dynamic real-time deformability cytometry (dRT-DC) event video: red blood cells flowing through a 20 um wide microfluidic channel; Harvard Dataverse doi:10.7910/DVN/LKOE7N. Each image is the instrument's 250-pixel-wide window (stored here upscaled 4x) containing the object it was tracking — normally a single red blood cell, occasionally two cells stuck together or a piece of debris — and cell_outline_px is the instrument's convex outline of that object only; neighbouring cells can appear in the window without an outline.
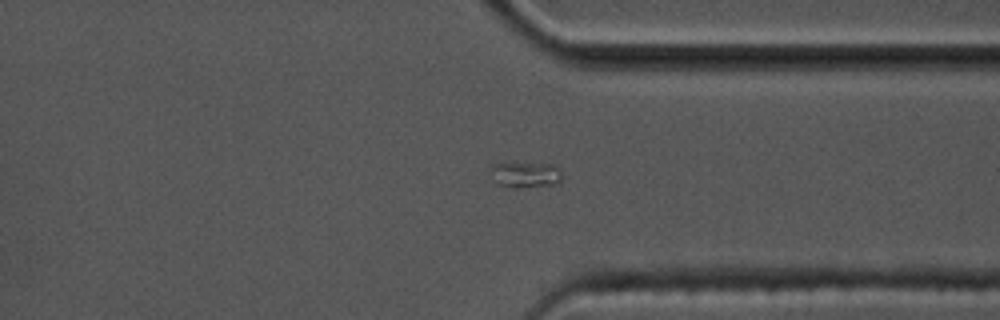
{"species": "common noctule bat (a hibernating species)", "species_latin": "Nyctalus noctula", "temperature_condition": "cold", "stored_images_in_passage": 43, "camera_frame_rate_fps": 3000, "um_per_image_px": 0.085, "animal": {"sex": "male", "body_mass_g": 17.5, "forearm_length_mm": 52.3}, "frame": {"image": 1, "passage_image": 29, "time_ms": 9.333, "image_size_px": [1000, 320], "cell_outline_px": [[560, 180], [556, 184], [516, 188], [500, 184], [488, 168], [492, 164], [504, 160], [556, 164], [560, 168]], "centroid_in_image_um": [44.65, 14.76], "position_along_channel_um": 366.8, "area_um2": 11.27}}
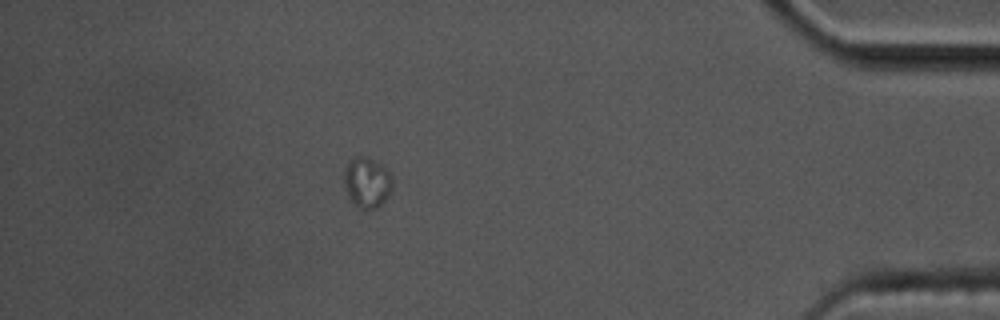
{"frame": {"image": 2, "passage_image": 36, "time_ms": 11.667, "image_size_px": [1000, 320], "cell_outline_px": [[392, 192], [376, 208], [360, 208], [348, 196], [344, 184], [344, 172], [348, 160], [356, 156], [368, 156], [380, 164], [392, 176]], "centroid_in_image_um": [31.19, 15.47], "position_along_channel_um": 404.0, "area_um2": 14.1}}